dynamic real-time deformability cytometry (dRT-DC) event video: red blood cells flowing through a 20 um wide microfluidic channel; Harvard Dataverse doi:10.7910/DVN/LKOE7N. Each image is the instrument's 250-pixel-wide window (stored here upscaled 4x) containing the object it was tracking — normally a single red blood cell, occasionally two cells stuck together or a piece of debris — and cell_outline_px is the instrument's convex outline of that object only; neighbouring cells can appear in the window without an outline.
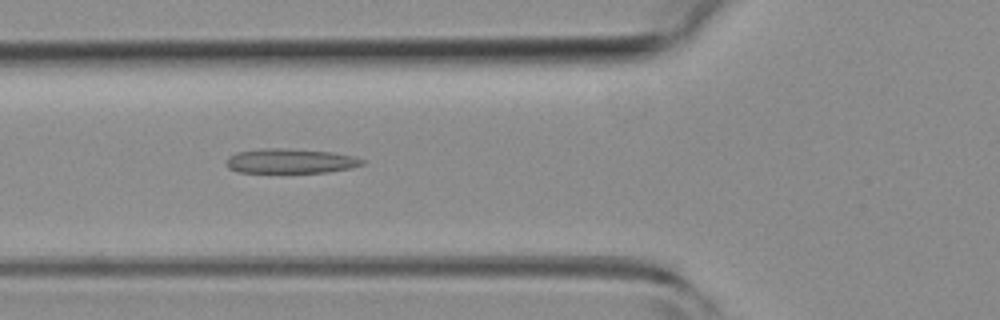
{"species": "common noctule bat (a hibernating species)", "species_latin": "Nyctalus noctula", "temperature_condition": "room temperature", "stored_images_in_passage": 38, "camera_frame_rate_fps": 3000, "um_per_image_px": 0.085, "animal": {"sex": "female", "body_mass_g": 19.3, "forearm_length_mm": 54.1}, "frame": {"image": 1, "passage_image": 6, "time_ms": 1.667, "image_size_px": [1000, 320], "cell_outline_px": [[364, 164], [348, 168], [328, 172], [236, 172], [228, 168], [224, 164], [224, 160], [228, 156], [236, 152], [260, 148], [284, 148], [332, 152], [352, 156], [364, 160]], "centroid_in_image_um": [24.59, 13.68], "position_along_channel_um": 101.2, "area_um2": 19.59}}
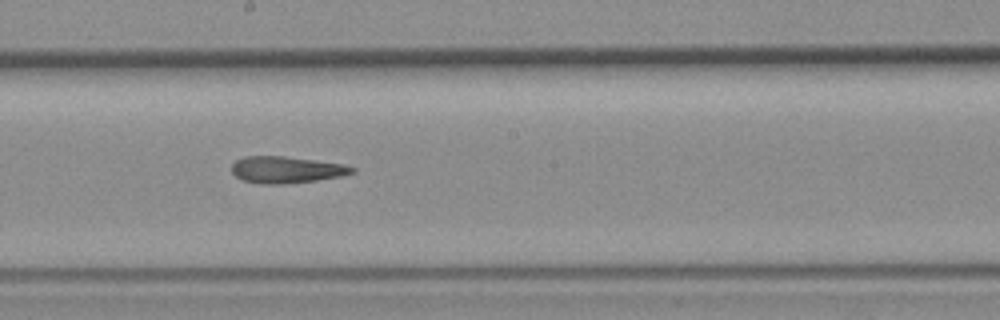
{"frame": {"image": 2, "passage_image": 15, "time_ms": 4.667, "image_size_px": [1000, 320], "cell_outline_px": [[356, 172], [344, 176], [316, 180], [284, 184], [260, 184], [244, 180], [236, 176], [232, 172], [232, 164], [236, 160], [244, 156], [284, 156], [344, 164], [356, 168]], "centroid_in_image_um": [24.37, 14.43], "position_along_channel_um": 223.8, "area_um2": 18.79}}
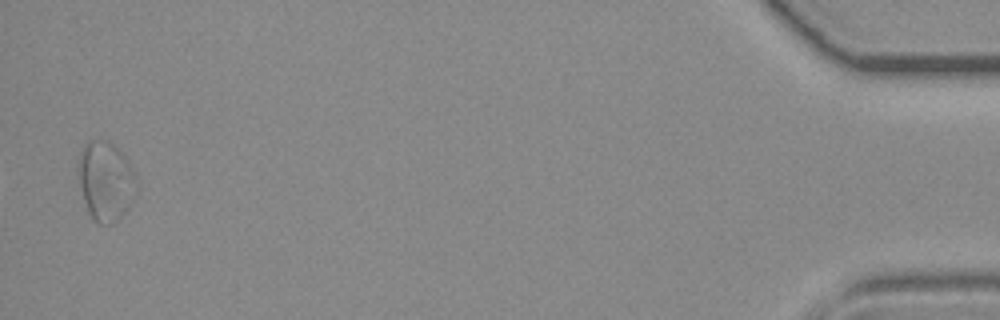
{"frame": {"image": 3, "passage_image": 37, "time_ms": 12.0, "image_size_px": [1000, 320], "cell_outline_px": [[140, 184], [136, 196], [128, 208], [112, 224], [100, 224], [88, 212], [84, 200], [76, 168], [76, 164], [80, 152], [84, 144], [88, 140], [104, 140], [112, 144], [124, 156], [136, 176]], "centroid_in_image_um": [8.99, 15.38], "position_along_channel_um": 426.2, "area_um2": 27.11}, "authors_computed_cell_mechanics": {"area_um2": 19.5942, "velocity_mm_per_s": 4.0817, "shape_relaxation_time_tau1_ms": null, "shape_relaxation_time_tau2_ms": 8.7483, "deformation_change_tau1": null, "deformation_change_tau2": 0.2344}}